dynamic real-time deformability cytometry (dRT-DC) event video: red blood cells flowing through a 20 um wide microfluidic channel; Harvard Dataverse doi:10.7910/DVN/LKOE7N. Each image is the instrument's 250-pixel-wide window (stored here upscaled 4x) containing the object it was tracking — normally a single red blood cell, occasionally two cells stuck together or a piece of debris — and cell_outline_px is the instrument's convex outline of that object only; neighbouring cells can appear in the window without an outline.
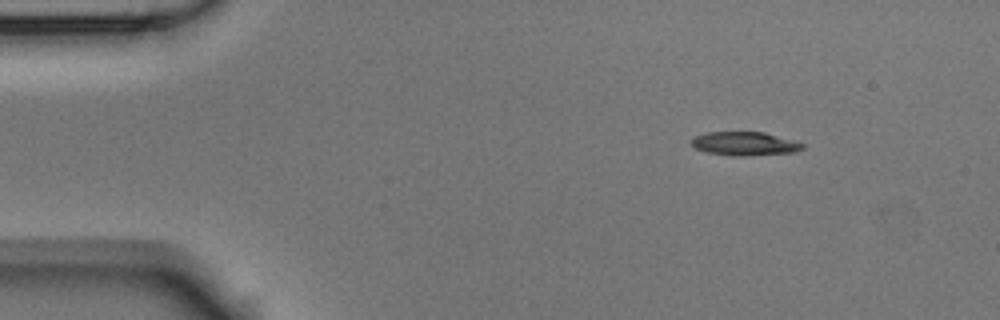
{"species": "Egyptian fruit bat (a non-hibernating species)", "species_latin": "Rousettus aegyptiacus", "temperature_condition": "room temperature", "stored_images_in_passage": 3, "camera_frame_rate_fps": 3000, "um_per_image_px": 0.085, "animal": {"sex": "male"}, "frame": {"image": 1, "passage_image": 1, "time_ms": 0.0, "image_size_px": [1000, 320], "cell_outline_px": [[804, 148], [796, 152], [748, 156], [732, 156], [704, 152], [696, 148], [692, 144], [692, 140], [696, 136], [708, 132], [764, 132], [792, 140], [804, 144]], "centroid_in_image_um": [63.31, 12.22], "position_along_channel_um": 21.7, "area_um2": 15.32}}